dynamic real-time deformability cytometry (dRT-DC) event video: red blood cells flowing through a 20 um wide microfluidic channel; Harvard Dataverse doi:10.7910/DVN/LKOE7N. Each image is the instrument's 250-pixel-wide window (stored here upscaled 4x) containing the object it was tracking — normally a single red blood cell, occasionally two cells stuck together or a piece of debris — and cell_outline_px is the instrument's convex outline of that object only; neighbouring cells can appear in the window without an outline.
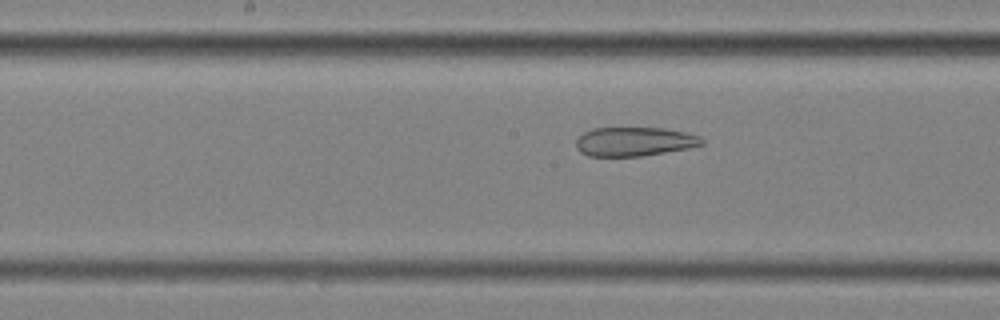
{"species": "common noctule bat (a hibernating species)", "species_latin": "Nyctalus noctula", "temperature_condition": "cold", "stored_images_in_passage": 58, "camera_frame_rate_fps": 3000, "um_per_image_px": 0.085, "animal": {"sex": "female", "body_mass_g": 25.1}, "frame": {"image": 1, "passage_image": 30, "time_ms": 9.667, "image_size_px": [1000, 320], "cell_outline_px": [[704, 144], [688, 148], [640, 156], [588, 156], [580, 152], [576, 148], [576, 140], [584, 132], [592, 128], [664, 128], [684, 132], [700, 136], [704, 140]], "centroid_in_image_um": [53.9, 12.03], "position_along_channel_um": 194.3, "area_um2": 21.21}}
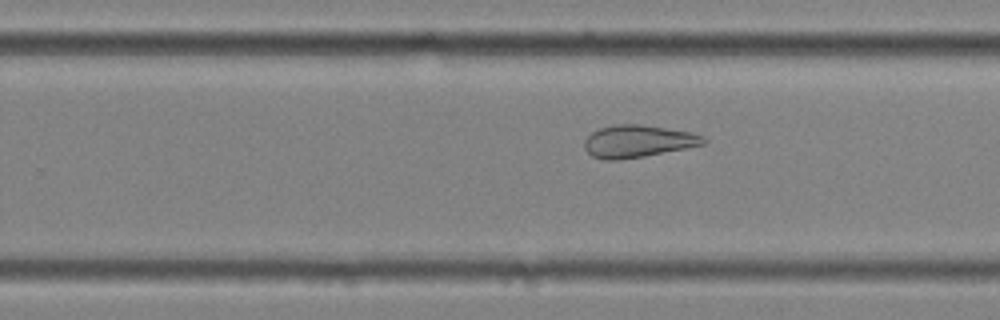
{"frame": {"image": 2, "passage_image": 37, "time_ms": 12.0, "image_size_px": [1000, 320], "cell_outline_px": [[708, 140], [704, 144], [644, 156], [620, 160], [604, 160], [592, 156], [584, 148], [584, 140], [592, 132], [600, 128], [616, 124], [640, 124], [692, 132], [704, 136]], "centroid_in_image_um": [54.21, 12.0], "position_along_channel_um": 275.6, "area_um2": 22.37}}
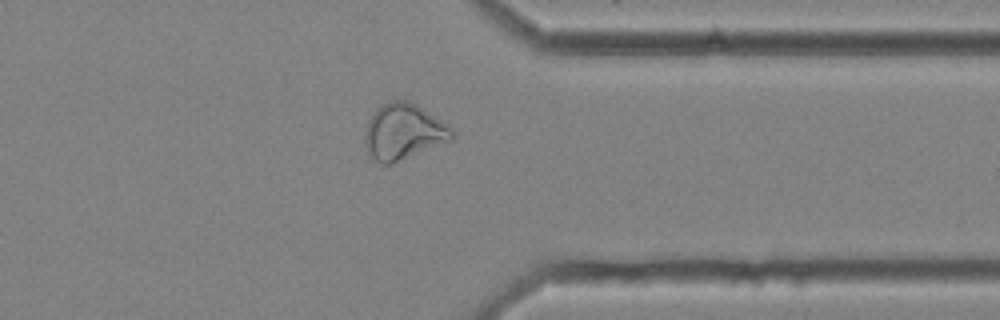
{"frame": {"image": 3, "passage_image": 46, "time_ms": 15.0, "image_size_px": [1000, 320], "cell_outline_px": [[456, 136], [452, 140], [392, 164], [380, 164], [368, 156], [364, 144], [364, 132], [368, 120], [376, 108], [380, 104], [392, 100], [408, 100], [416, 104], [448, 124], [456, 132]], "centroid_in_image_um": [34.28, 11.2], "position_along_channel_um": 377.1, "area_um2": 28.96}, "authors_computed_cell_mechanics": {"area_um2": 29.9982, "velocity_mm_per_s": 3.4915, "shape_relaxation_time_tau1_ms": null, "shape_relaxation_time_tau2_ms": 5.8169, "deformation_change_tau1": null, "deformation_change_tau2": 0.1454}}